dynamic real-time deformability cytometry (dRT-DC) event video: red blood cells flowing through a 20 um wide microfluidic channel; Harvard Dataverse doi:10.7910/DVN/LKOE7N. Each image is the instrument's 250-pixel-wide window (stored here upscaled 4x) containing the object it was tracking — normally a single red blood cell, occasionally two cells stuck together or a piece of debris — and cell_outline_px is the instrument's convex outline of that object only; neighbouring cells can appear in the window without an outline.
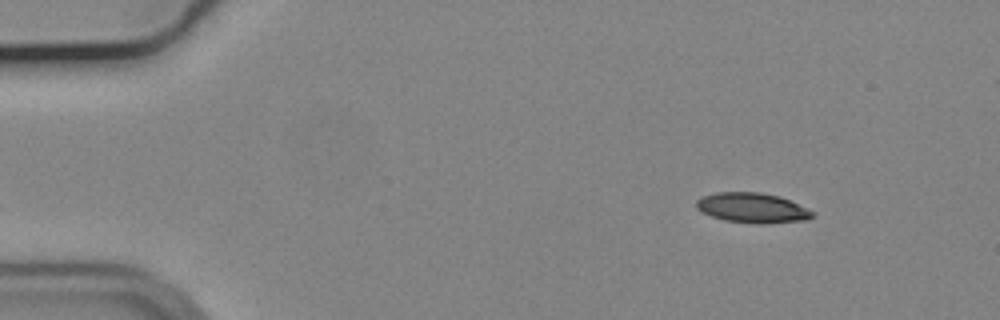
{"species": "common noctule bat (a hibernating species)", "species_latin": "Nyctalus noctula", "temperature_condition": "cold", "stored_images_in_passage": 48, "camera_frame_rate_fps": 3000, "um_per_image_px": 0.085, "animal": {"sex": "male", "body_mass_g": 19.2, "forearm_length_mm": 51.8}, "frame": {"image": 1, "passage_image": 1, "time_ms": 0.0, "image_size_px": [1000, 320], "cell_outline_px": [[816, 216], [808, 220], [764, 224], [756, 224], [724, 220], [700, 212], [696, 208], [696, 200], [700, 196], [716, 192], [760, 192], [780, 196], [808, 208], [816, 212]], "centroid_in_image_um": [63.97, 17.67], "position_along_channel_um": 21.0, "area_um2": 20.75}}
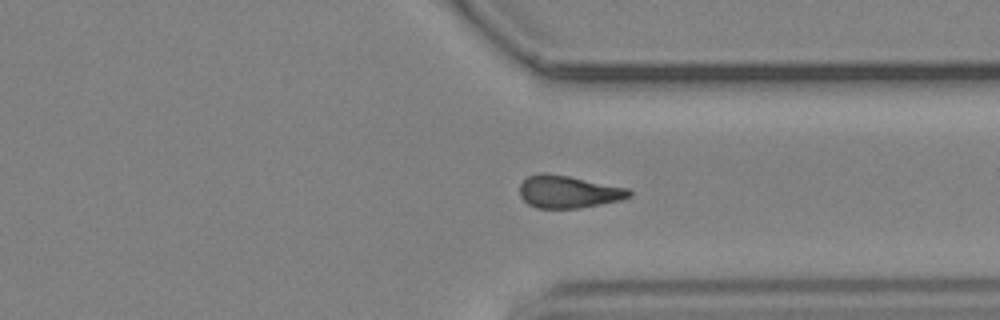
{"frame": {"image": 2, "passage_image": 36, "time_ms": 11.667, "image_size_px": [1000, 320], "cell_outline_px": [[632, 192], [628, 196], [620, 200], [576, 208], [536, 208], [528, 204], [520, 196], [520, 184], [528, 176], [540, 172], [544, 172], [568, 176], [628, 188]], "centroid_in_image_um": [48.26, 16.29], "position_along_channel_um": 363.1, "area_um2": 20.46}}
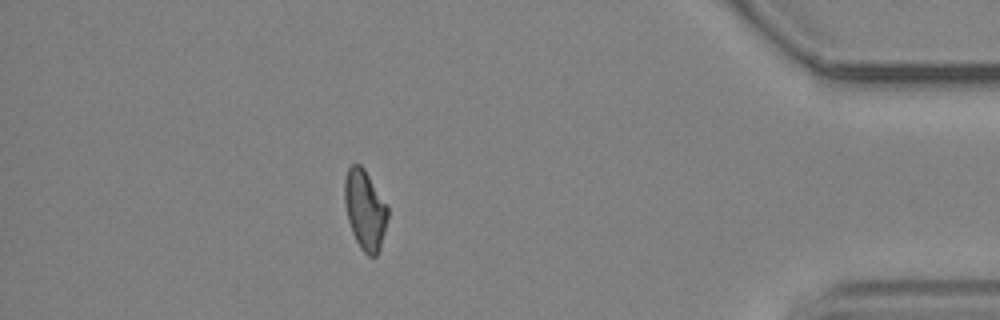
{"frame": {"image": 3, "passage_image": 43, "time_ms": 14.0, "image_size_px": [1000, 320], "cell_outline_px": [[388, 216], [380, 248], [376, 256], [368, 256], [360, 248], [352, 232], [348, 220], [344, 204], [344, 180], [348, 168], [352, 164], [360, 164], [364, 168], [388, 204]], "centroid_in_image_um": [31.02, 17.81], "position_along_channel_um": 404.2, "area_um2": 20.23}}